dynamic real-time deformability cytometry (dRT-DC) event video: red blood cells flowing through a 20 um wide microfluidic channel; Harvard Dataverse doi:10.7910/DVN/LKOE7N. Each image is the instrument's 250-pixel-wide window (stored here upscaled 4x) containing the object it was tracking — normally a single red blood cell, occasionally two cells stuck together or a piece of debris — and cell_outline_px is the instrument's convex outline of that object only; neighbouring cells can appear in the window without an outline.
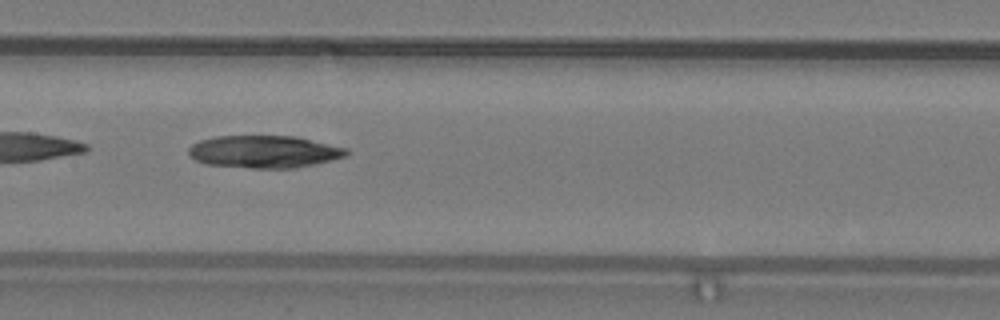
{"species": "common noctule bat (a hibernating species)", "species_latin": "Nyctalus noctula", "temperature_condition": "warm", "stored_images_in_passage": 34, "camera_frame_rate_fps": 3000, "um_per_image_px": 0.085, "animal": {"sex": "male", "body_mass_g": 19.2, "forearm_length_mm": 51.8}, "frame": {"image": 1, "passage_image": 10, "time_ms": 3.0, "image_size_px": [1000, 320], "cell_outline_px": [[348, 156], [332, 160], [292, 168], [252, 168], [208, 164], [196, 160], [188, 152], [188, 148], [192, 144], [200, 140], [216, 136], [292, 136], [348, 148]], "centroid_in_image_um": [22.46, 12.89], "position_along_channel_um": 184.9, "area_um2": 29.54}}